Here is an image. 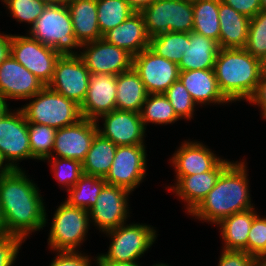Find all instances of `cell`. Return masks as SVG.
Masks as SVG:
<instances>
[{"label": "cell", "instance_id": "cell-25", "mask_svg": "<svg viewBox=\"0 0 266 266\" xmlns=\"http://www.w3.org/2000/svg\"><path fill=\"white\" fill-rule=\"evenodd\" d=\"M75 38L80 45L102 38L98 27L97 0H67Z\"/></svg>", "mask_w": 266, "mask_h": 266}, {"label": "cell", "instance_id": "cell-51", "mask_svg": "<svg viewBox=\"0 0 266 266\" xmlns=\"http://www.w3.org/2000/svg\"><path fill=\"white\" fill-rule=\"evenodd\" d=\"M7 235L6 228H5V222L0 206V236Z\"/></svg>", "mask_w": 266, "mask_h": 266}, {"label": "cell", "instance_id": "cell-6", "mask_svg": "<svg viewBox=\"0 0 266 266\" xmlns=\"http://www.w3.org/2000/svg\"><path fill=\"white\" fill-rule=\"evenodd\" d=\"M123 223L106 231L111 237L107 254L98 255L97 262H136L156 240V231L150 225Z\"/></svg>", "mask_w": 266, "mask_h": 266}, {"label": "cell", "instance_id": "cell-48", "mask_svg": "<svg viewBox=\"0 0 266 266\" xmlns=\"http://www.w3.org/2000/svg\"><path fill=\"white\" fill-rule=\"evenodd\" d=\"M97 266H140L137 262H96Z\"/></svg>", "mask_w": 266, "mask_h": 266}, {"label": "cell", "instance_id": "cell-8", "mask_svg": "<svg viewBox=\"0 0 266 266\" xmlns=\"http://www.w3.org/2000/svg\"><path fill=\"white\" fill-rule=\"evenodd\" d=\"M88 210L70 206L64 201L55 211L48 238L54 251H76L88 233Z\"/></svg>", "mask_w": 266, "mask_h": 266}, {"label": "cell", "instance_id": "cell-18", "mask_svg": "<svg viewBox=\"0 0 266 266\" xmlns=\"http://www.w3.org/2000/svg\"><path fill=\"white\" fill-rule=\"evenodd\" d=\"M45 85L11 55L0 65V95L4 99H31Z\"/></svg>", "mask_w": 266, "mask_h": 266}, {"label": "cell", "instance_id": "cell-56", "mask_svg": "<svg viewBox=\"0 0 266 266\" xmlns=\"http://www.w3.org/2000/svg\"><path fill=\"white\" fill-rule=\"evenodd\" d=\"M263 70H264V73L266 74V62L264 63V68H263Z\"/></svg>", "mask_w": 266, "mask_h": 266}, {"label": "cell", "instance_id": "cell-15", "mask_svg": "<svg viewBox=\"0 0 266 266\" xmlns=\"http://www.w3.org/2000/svg\"><path fill=\"white\" fill-rule=\"evenodd\" d=\"M130 191L119 186L106 184L99 196L96 204L88 210L90 222L106 232L126 223L129 216L128 195Z\"/></svg>", "mask_w": 266, "mask_h": 266}, {"label": "cell", "instance_id": "cell-9", "mask_svg": "<svg viewBox=\"0 0 266 266\" xmlns=\"http://www.w3.org/2000/svg\"><path fill=\"white\" fill-rule=\"evenodd\" d=\"M16 61L33 73L45 86L51 82L60 55L30 36L12 35L11 54Z\"/></svg>", "mask_w": 266, "mask_h": 266}, {"label": "cell", "instance_id": "cell-36", "mask_svg": "<svg viewBox=\"0 0 266 266\" xmlns=\"http://www.w3.org/2000/svg\"><path fill=\"white\" fill-rule=\"evenodd\" d=\"M244 49L263 64L266 62V12L259 11L250 19L248 40Z\"/></svg>", "mask_w": 266, "mask_h": 266}, {"label": "cell", "instance_id": "cell-3", "mask_svg": "<svg viewBox=\"0 0 266 266\" xmlns=\"http://www.w3.org/2000/svg\"><path fill=\"white\" fill-rule=\"evenodd\" d=\"M264 64L244 48H220L214 64L215 77L223 95L232 103L246 101L254 93Z\"/></svg>", "mask_w": 266, "mask_h": 266}, {"label": "cell", "instance_id": "cell-50", "mask_svg": "<svg viewBox=\"0 0 266 266\" xmlns=\"http://www.w3.org/2000/svg\"><path fill=\"white\" fill-rule=\"evenodd\" d=\"M46 6L66 4L67 0H39Z\"/></svg>", "mask_w": 266, "mask_h": 266}, {"label": "cell", "instance_id": "cell-31", "mask_svg": "<svg viewBox=\"0 0 266 266\" xmlns=\"http://www.w3.org/2000/svg\"><path fill=\"white\" fill-rule=\"evenodd\" d=\"M106 184L102 177L83 174L68 191L66 202L70 206L89 210L96 204L97 197Z\"/></svg>", "mask_w": 266, "mask_h": 266}, {"label": "cell", "instance_id": "cell-33", "mask_svg": "<svg viewBox=\"0 0 266 266\" xmlns=\"http://www.w3.org/2000/svg\"><path fill=\"white\" fill-rule=\"evenodd\" d=\"M140 115L145 128L148 123L163 125L175 123L179 120L164 94H148Z\"/></svg>", "mask_w": 266, "mask_h": 266}, {"label": "cell", "instance_id": "cell-14", "mask_svg": "<svg viewBox=\"0 0 266 266\" xmlns=\"http://www.w3.org/2000/svg\"><path fill=\"white\" fill-rule=\"evenodd\" d=\"M83 47L85 50L79 53V56L91 74L105 73L117 76L132 68L133 56L103 38L82 44L81 48Z\"/></svg>", "mask_w": 266, "mask_h": 266}, {"label": "cell", "instance_id": "cell-44", "mask_svg": "<svg viewBox=\"0 0 266 266\" xmlns=\"http://www.w3.org/2000/svg\"><path fill=\"white\" fill-rule=\"evenodd\" d=\"M222 2L234 8L238 13L247 16L249 19L261 11L260 0H222Z\"/></svg>", "mask_w": 266, "mask_h": 266}, {"label": "cell", "instance_id": "cell-22", "mask_svg": "<svg viewBox=\"0 0 266 266\" xmlns=\"http://www.w3.org/2000/svg\"><path fill=\"white\" fill-rule=\"evenodd\" d=\"M102 38L110 44L125 49L132 56L147 49L150 42L141 12H134L123 23L106 32Z\"/></svg>", "mask_w": 266, "mask_h": 266}, {"label": "cell", "instance_id": "cell-2", "mask_svg": "<svg viewBox=\"0 0 266 266\" xmlns=\"http://www.w3.org/2000/svg\"><path fill=\"white\" fill-rule=\"evenodd\" d=\"M245 162H232L219 176L214 188L190 213L201 221L218 224L224 218L253 207Z\"/></svg>", "mask_w": 266, "mask_h": 266}, {"label": "cell", "instance_id": "cell-32", "mask_svg": "<svg viewBox=\"0 0 266 266\" xmlns=\"http://www.w3.org/2000/svg\"><path fill=\"white\" fill-rule=\"evenodd\" d=\"M189 33L164 32L150 38L149 48L159 56L179 64L187 49Z\"/></svg>", "mask_w": 266, "mask_h": 266}, {"label": "cell", "instance_id": "cell-39", "mask_svg": "<svg viewBox=\"0 0 266 266\" xmlns=\"http://www.w3.org/2000/svg\"><path fill=\"white\" fill-rule=\"evenodd\" d=\"M8 7L10 15L18 22H27L31 27L43 13L46 5L39 0H1Z\"/></svg>", "mask_w": 266, "mask_h": 266}, {"label": "cell", "instance_id": "cell-55", "mask_svg": "<svg viewBox=\"0 0 266 266\" xmlns=\"http://www.w3.org/2000/svg\"><path fill=\"white\" fill-rule=\"evenodd\" d=\"M153 266H168V265L163 264V263H160V264L158 263V264H156V265L154 264Z\"/></svg>", "mask_w": 266, "mask_h": 266}, {"label": "cell", "instance_id": "cell-20", "mask_svg": "<svg viewBox=\"0 0 266 266\" xmlns=\"http://www.w3.org/2000/svg\"><path fill=\"white\" fill-rule=\"evenodd\" d=\"M232 162L222 159L211 171L201 174H193L190 176L176 177L177 182L173 192L179 196L180 199L187 202V212L190 214L206 197V195L214 188L220 174Z\"/></svg>", "mask_w": 266, "mask_h": 266}, {"label": "cell", "instance_id": "cell-46", "mask_svg": "<svg viewBox=\"0 0 266 266\" xmlns=\"http://www.w3.org/2000/svg\"><path fill=\"white\" fill-rule=\"evenodd\" d=\"M11 40L12 34H0V65L11 54Z\"/></svg>", "mask_w": 266, "mask_h": 266}, {"label": "cell", "instance_id": "cell-41", "mask_svg": "<svg viewBox=\"0 0 266 266\" xmlns=\"http://www.w3.org/2000/svg\"><path fill=\"white\" fill-rule=\"evenodd\" d=\"M24 241V238L16 235L0 236V266H13Z\"/></svg>", "mask_w": 266, "mask_h": 266}, {"label": "cell", "instance_id": "cell-7", "mask_svg": "<svg viewBox=\"0 0 266 266\" xmlns=\"http://www.w3.org/2000/svg\"><path fill=\"white\" fill-rule=\"evenodd\" d=\"M148 36L164 32L193 31L194 11L191 1L156 0L141 11Z\"/></svg>", "mask_w": 266, "mask_h": 266}, {"label": "cell", "instance_id": "cell-34", "mask_svg": "<svg viewBox=\"0 0 266 266\" xmlns=\"http://www.w3.org/2000/svg\"><path fill=\"white\" fill-rule=\"evenodd\" d=\"M133 13L126 0H97V19L101 35L123 23Z\"/></svg>", "mask_w": 266, "mask_h": 266}, {"label": "cell", "instance_id": "cell-29", "mask_svg": "<svg viewBox=\"0 0 266 266\" xmlns=\"http://www.w3.org/2000/svg\"><path fill=\"white\" fill-rule=\"evenodd\" d=\"M117 145L97 133L82 162L83 174L105 178L114 160Z\"/></svg>", "mask_w": 266, "mask_h": 266}, {"label": "cell", "instance_id": "cell-12", "mask_svg": "<svg viewBox=\"0 0 266 266\" xmlns=\"http://www.w3.org/2000/svg\"><path fill=\"white\" fill-rule=\"evenodd\" d=\"M145 145L118 146L111 168L104 178L108 185L132 192L146 177Z\"/></svg>", "mask_w": 266, "mask_h": 266}, {"label": "cell", "instance_id": "cell-10", "mask_svg": "<svg viewBox=\"0 0 266 266\" xmlns=\"http://www.w3.org/2000/svg\"><path fill=\"white\" fill-rule=\"evenodd\" d=\"M0 156L10 169H20L19 160L32 159L28 122L21 109L0 118Z\"/></svg>", "mask_w": 266, "mask_h": 266}, {"label": "cell", "instance_id": "cell-54", "mask_svg": "<svg viewBox=\"0 0 266 266\" xmlns=\"http://www.w3.org/2000/svg\"><path fill=\"white\" fill-rule=\"evenodd\" d=\"M255 266H266V261H258Z\"/></svg>", "mask_w": 266, "mask_h": 266}, {"label": "cell", "instance_id": "cell-13", "mask_svg": "<svg viewBox=\"0 0 266 266\" xmlns=\"http://www.w3.org/2000/svg\"><path fill=\"white\" fill-rule=\"evenodd\" d=\"M132 67L148 94H163L179 79L178 64L157 55L149 47L133 56Z\"/></svg>", "mask_w": 266, "mask_h": 266}, {"label": "cell", "instance_id": "cell-43", "mask_svg": "<svg viewBox=\"0 0 266 266\" xmlns=\"http://www.w3.org/2000/svg\"><path fill=\"white\" fill-rule=\"evenodd\" d=\"M57 256L49 266H91V259L77 251H57Z\"/></svg>", "mask_w": 266, "mask_h": 266}, {"label": "cell", "instance_id": "cell-1", "mask_svg": "<svg viewBox=\"0 0 266 266\" xmlns=\"http://www.w3.org/2000/svg\"><path fill=\"white\" fill-rule=\"evenodd\" d=\"M39 192L21 168L0 175V206L7 234L25 239L46 226V210Z\"/></svg>", "mask_w": 266, "mask_h": 266}, {"label": "cell", "instance_id": "cell-52", "mask_svg": "<svg viewBox=\"0 0 266 266\" xmlns=\"http://www.w3.org/2000/svg\"><path fill=\"white\" fill-rule=\"evenodd\" d=\"M8 170H10V168L7 165H4V161L0 156V175L4 172H7Z\"/></svg>", "mask_w": 266, "mask_h": 266}, {"label": "cell", "instance_id": "cell-23", "mask_svg": "<svg viewBox=\"0 0 266 266\" xmlns=\"http://www.w3.org/2000/svg\"><path fill=\"white\" fill-rule=\"evenodd\" d=\"M179 80L197 105H206V103L226 104L230 102L219 88L214 69L180 71Z\"/></svg>", "mask_w": 266, "mask_h": 266}, {"label": "cell", "instance_id": "cell-16", "mask_svg": "<svg viewBox=\"0 0 266 266\" xmlns=\"http://www.w3.org/2000/svg\"><path fill=\"white\" fill-rule=\"evenodd\" d=\"M97 122L82 118L77 123L56 130L52 155L48 158H65L84 161L95 135ZM56 156H54L55 154Z\"/></svg>", "mask_w": 266, "mask_h": 266}, {"label": "cell", "instance_id": "cell-37", "mask_svg": "<svg viewBox=\"0 0 266 266\" xmlns=\"http://www.w3.org/2000/svg\"><path fill=\"white\" fill-rule=\"evenodd\" d=\"M174 109L175 114L179 119H190L193 117L194 106L197 104L193 101L186 87L178 79L164 93Z\"/></svg>", "mask_w": 266, "mask_h": 266}, {"label": "cell", "instance_id": "cell-27", "mask_svg": "<svg viewBox=\"0 0 266 266\" xmlns=\"http://www.w3.org/2000/svg\"><path fill=\"white\" fill-rule=\"evenodd\" d=\"M116 109L140 113L148 92L132 67L116 76Z\"/></svg>", "mask_w": 266, "mask_h": 266}, {"label": "cell", "instance_id": "cell-4", "mask_svg": "<svg viewBox=\"0 0 266 266\" xmlns=\"http://www.w3.org/2000/svg\"><path fill=\"white\" fill-rule=\"evenodd\" d=\"M29 36L52 47L60 56L79 55L73 51L81 45L73 31V24L66 4L46 6L30 28Z\"/></svg>", "mask_w": 266, "mask_h": 266}, {"label": "cell", "instance_id": "cell-38", "mask_svg": "<svg viewBox=\"0 0 266 266\" xmlns=\"http://www.w3.org/2000/svg\"><path fill=\"white\" fill-rule=\"evenodd\" d=\"M51 161V169H53L56 180L64 187L67 192L76 184L83 175L82 163L73 159L65 158H47Z\"/></svg>", "mask_w": 266, "mask_h": 266}, {"label": "cell", "instance_id": "cell-47", "mask_svg": "<svg viewBox=\"0 0 266 266\" xmlns=\"http://www.w3.org/2000/svg\"><path fill=\"white\" fill-rule=\"evenodd\" d=\"M134 12H141L156 0H126Z\"/></svg>", "mask_w": 266, "mask_h": 266}, {"label": "cell", "instance_id": "cell-21", "mask_svg": "<svg viewBox=\"0 0 266 266\" xmlns=\"http://www.w3.org/2000/svg\"><path fill=\"white\" fill-rule=\"evenodd\" d=\"M181 145L170 161L175 167L176 177L211 171L222 160L203 143L184 141Z\"/></svg>", "mask_w": 266, "mask_h": 266}, {"label": "cell", "instance_id": "cell-40", "mask_svg": "<svg viewBox=\"0 0 266 266\" xmlns=\"http://www.w3.org/2000/svg\"><path fill=\"white\" fill-rule=\"evenodd\" d=\"M247 253L258 261H266V217H254L248 235Z\"/></svg>", "mask_w": 266, "mask_h": 266}, {"label": "cell", "instance_id": "cell-24", "mask_svg": "<svg viewBox=\"0 0 266 266\" xmlns=\"http://www.w3.org/2000/svg\"><path fill=\"white\" fill-rule=\"evenodd\" d=\"M219 23V47L243 49L248 40L250 19L221 1L219 3Z\"/></svg>", "mask_w": 266, "mask_h": 266}, {"label": "cell", "instance_id": "cell-42", "mask_svg": "<svg viewBox=\"0 0 266 266\" xmlns=\"http://www.w3.org/2000/svg\"><path fill=\"white\" fill-rule=\"evenodd\" d=\"M258 260L246 251L224 250L218 266H255Z\"/></svg>", "mask_w": 266, "mask_h": 266}, {"label": "cell", "instance_id": "cell-11", "mask_svg": "<svg viewBox=\"0 0 266 266\" xmlns=\"http://www.w3.org/2000/svg\"><path fill=\"white\" fill-rule=\"evenodd\" d=\"M90 74L79 55L60 56L48 87L81 105L87 94Z\"/></svg>", "mask_w": 266, "mask_h": 266}, {"label": "cell", "instance_id": "cell-53", "mask_svg": "<svg viewBox=\"0 0 266 266\" xmlns=\"http://www.w3.org/2000/svg\"><path fill=\"white\" fill-rule=\"evenodd\" d=\"M261 10L266 12V0H260Z\"/></svg>", "mask_w": 266, "mask_h": 266}, {"label": "cell", "instance_id": "cell-35", "mask_svg": "<svg viewBox=\"0 0 266 266\" xmlns=\"http://www.w3.org/2000/svg\"><path fill=\"white\" fill-rule=\"evenodd\" d=\"M55 133L50 126L28 123L32 159L46 160L52 155Z\"/></svg>", "mask_w": 266, "mask_h": 266}, {"label": "cell", "instance_id": "cell-17", "mask_svg": "<svg viewBox=\"0 0 266 266\" xmlns=\"http://www.w3.org/2000/svg\"><path fill=\"white\" fill-rule=\"evenodd\" d=\"M99 118H103L104 128L97 125L98 133L117 146L145 145L143 138L146 128L140 113L115 109Z\"/></svg>", "mask_w": 266, "mask_h": 266}, {"label": "cell", "instance_id": "cell-26", "mask_svg": "<svg viewBox=\"0 0 266 266\" xmlns=\"http://www.w3.org/2000/svg\"><path fill=\"white\" fill-rule=\"evenodd\" d=\"M220 47L215 40L195 32L189 33L187 49L178 64L179 71L214 69Z\"/></svg>", "mask_w": 266, "mask_h": 266}, {"label": "cell", "instance_id": "cell-49", "mask_svg": "<svg viewBox=\"0 0 266 266\" xmlns=\"http://www.w3.org/2000/svg\"><path fill=\"white\" fill-rule=\"evenodd\" d=\"M8 105L6 99L0 95V118L10 110Z\"/></svg>", "mask_w": 266, "mask_h": 266}, {"label": "cell", "instance_id": "cell-45", "mask_svg": "<svg viewBox=\"0 0 266 266\" xmlns=\"http://www.w3.org/2000/svg\"><path fill=\"white\" fill-rule=\"evenodd\" d=\"M247 101L258 105L261 108L263 118L266 119V74L264 72L260 77L254 93Z\"/></svg>", "mask_w": 266, "mask_h": 266}, {"label": "cell", "instance_id": "cell-28", "mask_svg": "<svg viewBox=\"0 0 266 266\" xmlns=\"http://www.w3.org/2000/svg\"><path fill=\"white\" fill-rule=\"evenodd\" d=\"M251 208L242 212L234 213L217 225L221 228V234L225 243L224 250H238L247 252L248 235L253 219L257 212Z\"/></svg>", "mask_w": 266, "mask_h": 266}, {"label": "cell", "instance_id": "cell-19", "mask_svg": "<svg viewBox=\"0 0 266 266\" xmlns=\"http://www.w3.org/2000/svg\"><path fill=\"white\" fill-rule=\"evenodd\" d=\"M116 76L105 73L90 74L89 87L80 105L82 118L94 120L116 109Z\"/></svg>", "mask_w": 266, "mask_h": 266}, {"label": "cell", "instance_id": "cell-30", "mask_svg": "<svg viewBox=\"0 0 266 266\" xmlns=\"http://www.w3.org/2000/svg\"><path fill=\"white\" fill-rule=\"evenodd\" d=\"M222 0H196L192 2L194 11L193 32L219 42V3Z\"/></svg>", "mask_w": 266, "mask_h": 266}, {"label": "cell", "instance_id": "cell-5", "mask_svg": "<svg viewBox=\"0 0 266 266\" xmlns=\"http://www.w3.org/2000/svg\"><path fill=\"white\" fill-rule=\"evenodd\" d=\"M22 110L28 123L50 126L55 130L82 119L80 105L45 86Z\"/></svg>", "mask_w": 266, "mask_h": 266}]
</instances>
